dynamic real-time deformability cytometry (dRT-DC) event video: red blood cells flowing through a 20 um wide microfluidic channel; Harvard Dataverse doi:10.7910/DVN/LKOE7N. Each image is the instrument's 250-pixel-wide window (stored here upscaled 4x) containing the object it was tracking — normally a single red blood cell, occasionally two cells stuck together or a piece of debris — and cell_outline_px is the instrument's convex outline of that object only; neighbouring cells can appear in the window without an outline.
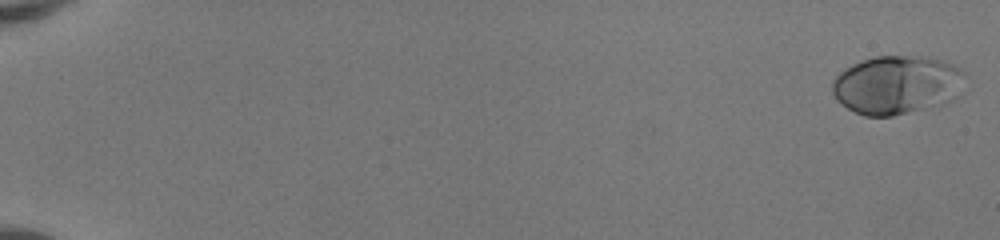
{"species": "human", "species_latin": "Homo sapiens", "temperature_condition": "room temperature", "stored_images_in_passage": 51, "camera_frame_rate_fps": 3000, "um_per_image_px": 0.085, "donor": {"sex": "female"}, "frame": {"image": 1, "passage_image": 1, "time_ms": 0.0, "image_size_px": [1000, 240], "cell_outline_px": [[964, 72], [956, 100], [892, 116], [864, 116], [848, 108], [836, 100], [832, 92], [832, 80], [844, 68], [852, 64], [876, 56], [924, 56], [940, 60], [952, 64], [960, 68]], "centroid_in_image_um": [76.2, 7.21], "position_along_channel_um": 8.8, "area_um2": 45.14}}
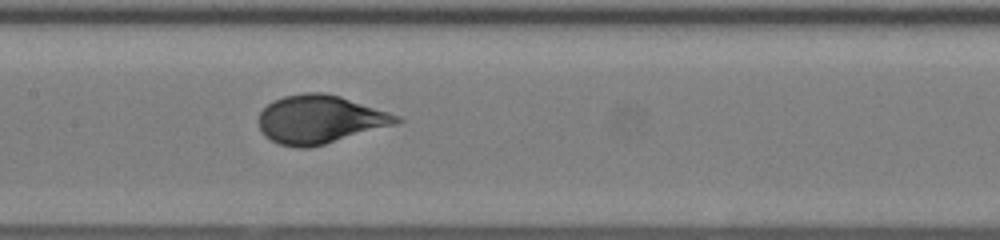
{"frame": {"image": 2, "passage_image": 28, "time_ms": 9.0, "image_size_px": [1000, 240], "cell_outline_px": [[404, 120], [396, 124], [324, 144], [308, 148], [296, 148], [280, 144], [264, 136], [260, 128], [260, 112], [272, 100], [284, 96], [304, 92], [324, 92], [340, 96], [400, 116]], "centroid_in_image_um": [27.18, 10.14], "position_along_channel_um": 180.2, "area_um2": 38.55}}
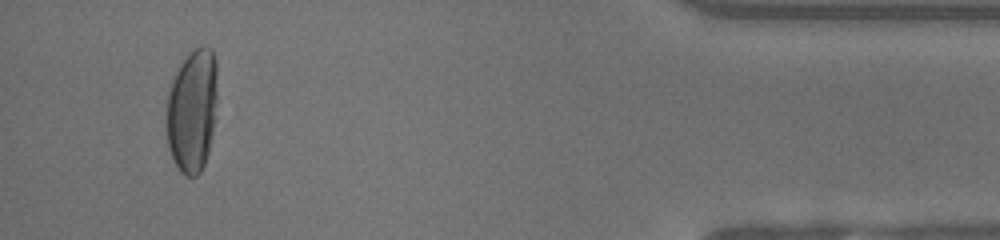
{"frame": {"image": 3, "passage_image": 49, "time_ms": 16.0, "image_size_px": [1000, 240], "cell_outline_px": [[216, 120], [208, 152], [204, 164], [200, 172], [196, 176], [184, 176], [180, 172], [172, 160], [168, 148], [164, 128], [168, 92], [172, 80], [180, 60], [196, 48], [212, 48], [216, 60]], "centroid_in_image_um": [16.3, 9.43], "position_along_channel_um": 418.9, "area_um2": 37.57}, "authors_computed_cell_mechanics": {"area_um2": 38.5526, "velocity_mm_per_s": 4.1563, "shape_relaxation_time_tau1_ms": 4.3711, "shape_relaxation_time_tau2_ms": null, "deformation_change_tau1": 0.2222, "deformation_change_tau2": null}}